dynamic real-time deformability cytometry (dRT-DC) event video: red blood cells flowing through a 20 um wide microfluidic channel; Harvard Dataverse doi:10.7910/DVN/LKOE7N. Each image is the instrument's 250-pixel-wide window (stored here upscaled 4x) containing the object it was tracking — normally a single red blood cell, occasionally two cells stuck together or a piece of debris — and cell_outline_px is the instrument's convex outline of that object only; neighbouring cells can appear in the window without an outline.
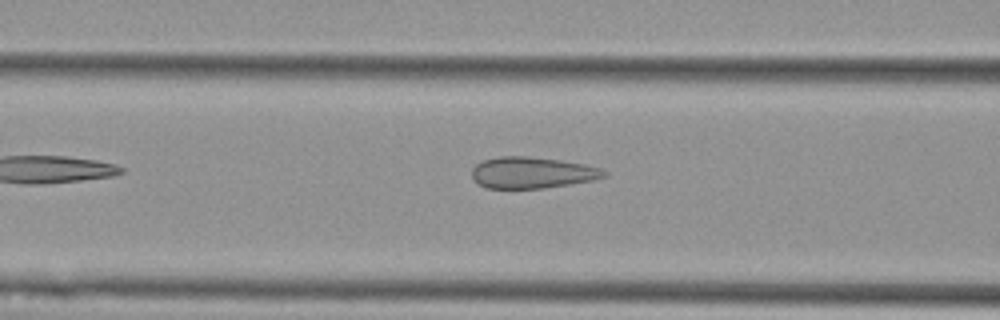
{"species": "Egyptian fruit bat (a non-hibernating species)", "species_latin": "Rousettus aegyptiacus", "temperature_condition": "cold", "stored_images_in_passage": 38, "camera_frame_rate_fps": 3000, "um_per_image_px": 0.085, "animal": {"sex": "female"}, "frame": {"image": 1, "passage_image": 5, "time_ms": 1.333, "image_size_px": [1000, 320], "cell_outline_px": [[608, 176], [592, 180], [544, 188], [484, 188], [472, 176], [472, 168], [476, 164], [484, 160], [500, 156], [528, 156], [560, 160], [584, 164], [600, 168], [608, 172]], "centroid_in_image_um": [45.24, 14.67], "position_along_channel_um": 121.4, "area_um2": 24.04}}
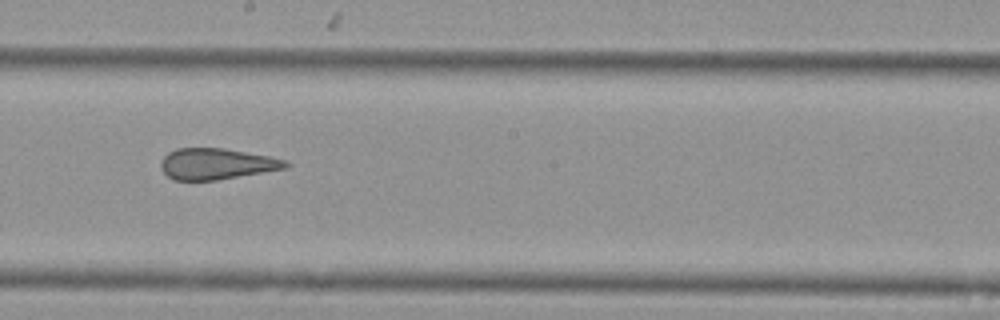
{"frame": {"image": 2, "passage_image": 14, "time_ms": 4.333, "image_size_px": [1000, 320], "cell_outline_px": [[292, 164], [288, 168], [216, 180], [172, 180], [160, 168], [160, 164], [164, 156], [168, 152], [176, 148], [224, 148], [268, 156], [284, 160]], "centroid_in_image_um": [18.4, 13.93], "position_along_channel_um": 229.8, "area_um2": 22.6}}
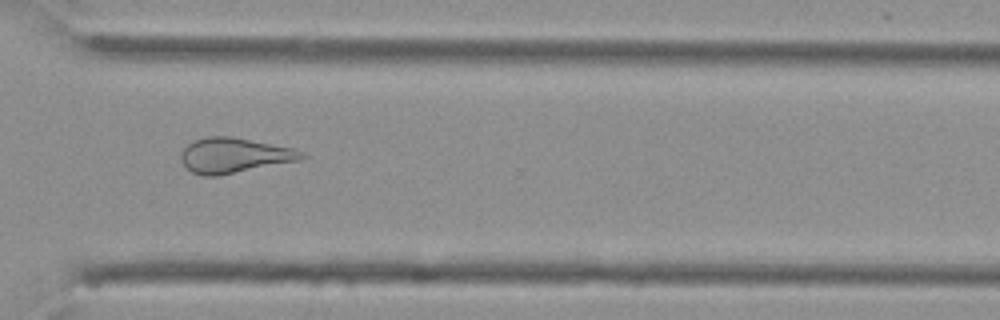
{"frame": {"image": 3, "passage_image": 24, "time_ms": 7.667, "image_size_px": [1000, 320], "cell_outline_px": [[308, 156], [300, 160], [216, 176], [204, 176], [192, 172], [180, 160], [180, 152], [188, 144], [196, 140], [208, 136], [232, 136], [296, 148]], "centroid_in_image_um": [19.92, 13.19], "position_along_channel_um": 350.7, "area_um2": 24.68}, "authors_computed_cell_mechanics": {"area_um2": 24.3049, "velocity_mm_per_s": 3.6177, "shape_relaxation_time_tau1_ms": null, "shape_relaxation_time_tau2_ms": 1.5145, "deformation_change_tau1": null, "deformation_change_tau2": 0.0697}}